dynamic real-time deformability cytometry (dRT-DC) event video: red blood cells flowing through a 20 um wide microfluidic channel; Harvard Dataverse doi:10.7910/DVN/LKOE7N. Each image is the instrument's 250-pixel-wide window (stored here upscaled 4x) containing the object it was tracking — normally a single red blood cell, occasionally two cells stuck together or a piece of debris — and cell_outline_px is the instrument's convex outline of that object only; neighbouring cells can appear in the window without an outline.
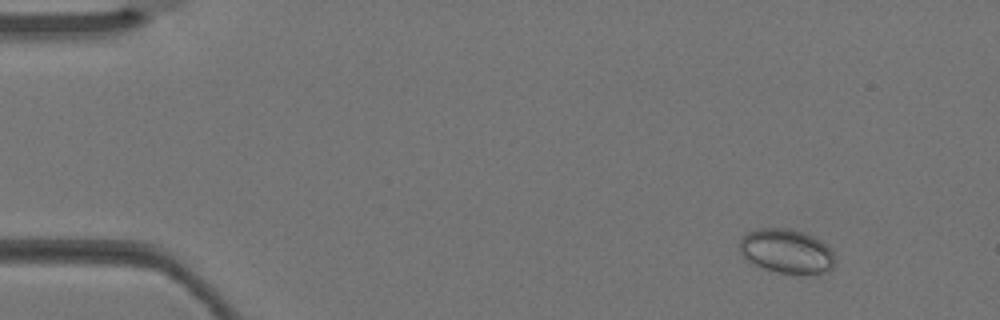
{"species": "Egyptian fruit bat (a non-hibernating species)", "species_latin": "Rousettus aegyptiacus", "temperature_condition": "warm", "stored_images_in_passage": 4, "camera_frame_rate_fps": 3000, "um_per_image_px": 0.085, "animal": {"sex": "female"}, "frame": {"image": 1, "passage_image": 2, "time_ms": 0.333, "image_size_px": [1000, 320], "cell_outline_px": [[832, 268], [828, 272], [776, 272], [764, 268], [744, 260], [740, 252], [740, 240], [748, 232], [756, 228], [788, 228], [804, 232], [820, 240], [832, 252]], "centroid_in_image_um": [66.78, 21.32], "position_along_channel_um": 18.2, "area_um2": 24.1}}